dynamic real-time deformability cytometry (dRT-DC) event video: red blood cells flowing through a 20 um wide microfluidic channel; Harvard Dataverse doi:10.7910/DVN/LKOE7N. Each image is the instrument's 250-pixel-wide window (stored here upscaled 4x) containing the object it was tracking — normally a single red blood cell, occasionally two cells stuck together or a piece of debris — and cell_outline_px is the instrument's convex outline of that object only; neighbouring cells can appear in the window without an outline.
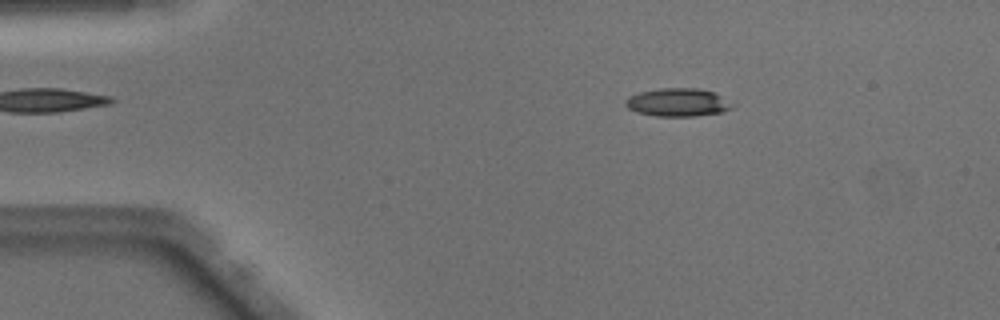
{"species": "Egyptian fruit bat (a non-hibernating species)", "species_latin": "Rousettus aegyptiacus", "temperature_condition": "warm", "stored_images_in_passage": 49, "camera_frame_rate_fps": 3000, "um_per_image_px": 0.085, "animal": {"sex": "male"}, "frame": {"image": 1, "passage_image": 8, "time_ms": 2.333, "image_size_px": [1000, 320], "cell_outline_px": [[736, 104], [732, 108], [724, 112], [696, 116], [656, 116], [636, 112], [628, 108], [624, 104], [624, 100], [628, 96], [640, 92], [660, 88], [700, 88], [712, 92]], "centroid_in_image_um": [57.61, 8.7], "position_along_channel_um": 27.4, "area_um2": 17.69}}
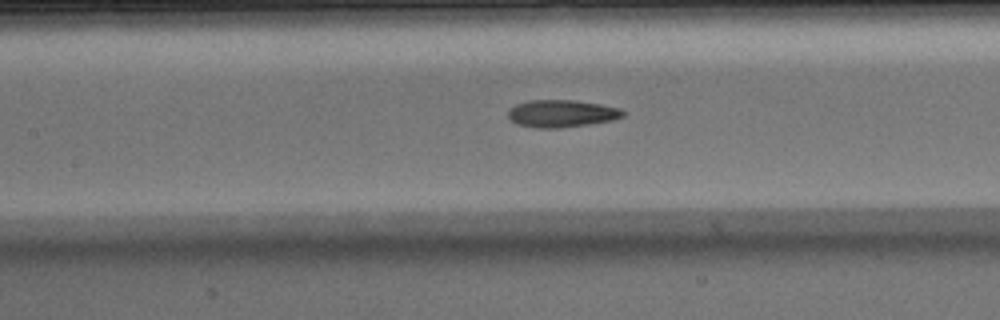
{"frame": {"image": 2, "passage_image": 22, "time_ms": 7.0, "image_size_px": [1000, 320], "cell_outline_px": [[624, 116], [612, 120], [588, 124], [560, 128], [536, 128], [516, 124], [508, 116], [508, 108], [516, 104], [532, 100], [576, 100], [600, 104], [620, 108], [624, 112]], "centroid_in_image_um": [47.72, 9.65], "position_along_channel_um": 159.7, "area_um2": 18.32}}
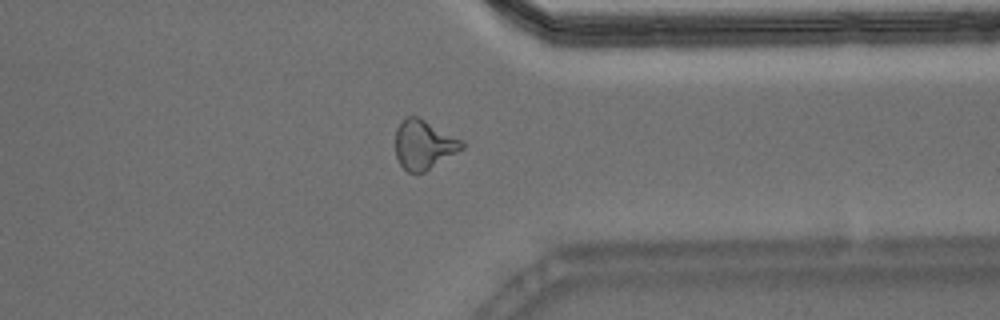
{"frame": {"image": 3, "passage_image": 38, "time_ms": 12.333, "image_size_px": [1000, 320], "cell_outline_px": [[464, 148], [424, 172], [408, 172], [400, 164], [396, 156], [396, 128], [408, 116], [416, 116], [464, 140]], "centroid_in_image_um": [36.04, 12.3], "position_along_channel_um": 375.4, "area_um2": 18.79}, "authors_computed_cell_mechanics": {"area_um2": 18.1492, "velocity_mm_per_s": 4.1174, "shape_relaxation_time_tau1_ms": null, "shape_relaxation_time_tau2_ms": 2.7794, "deformation_change_tau1": null, "deformation_change_tau2": 0.1243}}